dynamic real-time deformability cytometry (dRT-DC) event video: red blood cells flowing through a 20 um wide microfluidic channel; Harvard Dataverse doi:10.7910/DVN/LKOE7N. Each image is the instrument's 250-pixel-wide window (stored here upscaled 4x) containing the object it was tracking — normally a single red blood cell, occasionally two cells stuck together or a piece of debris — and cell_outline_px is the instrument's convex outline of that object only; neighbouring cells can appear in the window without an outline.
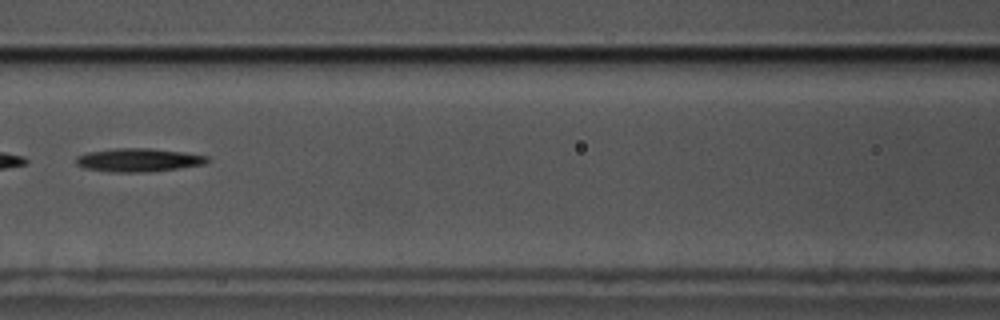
{"species": "common noctule bat (a hibernating species)", "species_latin": "Nyctalus noctula", "temperature_condition": "cold", "stored_images_in_passage": 7, "camera_frame_rate_fps": 3000, "um_per_image_px": 0.085, "animal": {"sex": "male", "body_mass_g": 17.5, "forearm_length_mm": 52.3}, "frame": {"image": 1, "passage_image": 7, "time_ms": 2.0, "image_size_px": [1000, 320], "cell_outline_px": [[208, 160], [204, 164], [176, 168], [140, 172], [112, 172], [84, 168], [76, 164], [76, 156], [88, 152], [112, 148], [152, 148], [184, 152], [208, 156]], "centroid_in_image_um": [11.72, 13.58], "position_along_channel_um": 154.9, "area_um2": 17.74}}